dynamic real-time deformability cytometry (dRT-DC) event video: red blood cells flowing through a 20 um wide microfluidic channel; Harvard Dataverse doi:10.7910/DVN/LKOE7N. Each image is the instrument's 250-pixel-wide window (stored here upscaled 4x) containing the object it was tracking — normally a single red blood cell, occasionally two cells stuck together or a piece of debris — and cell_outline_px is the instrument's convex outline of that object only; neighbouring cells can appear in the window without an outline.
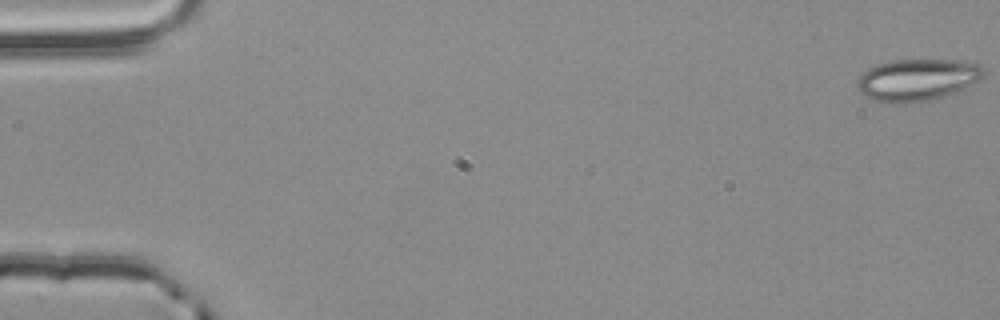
{"species": "common noctule bat (a hibernating species)", "species_latin": "Nyctalus noctula", "temperature_condition": "room temperature", "stored_images_in_passage": 4, "camera_frame_rate_fps": 3000, "um_per_image_px": 0.085, "animal": {"sex": "male", "body_mass_g": 20.4}, "frame": {"image": 1, "passage_image": 1, "time_ms": 0.0, "image_size_px": [1000, 320], "cell_outline_px": [[984, 76], [980, 80], [940, 100], [904, 104], [888, 104], [872, 100], [864, 96], [856, 88], [856, 80], [868, 68], [876, 64], [892, 60], [964, 60], [980, 64], [984, 72]], "centroid_in_image_um": [77.96, 6.82], "position_along_channel_um": 7.0, "area_um2": 31.85}}